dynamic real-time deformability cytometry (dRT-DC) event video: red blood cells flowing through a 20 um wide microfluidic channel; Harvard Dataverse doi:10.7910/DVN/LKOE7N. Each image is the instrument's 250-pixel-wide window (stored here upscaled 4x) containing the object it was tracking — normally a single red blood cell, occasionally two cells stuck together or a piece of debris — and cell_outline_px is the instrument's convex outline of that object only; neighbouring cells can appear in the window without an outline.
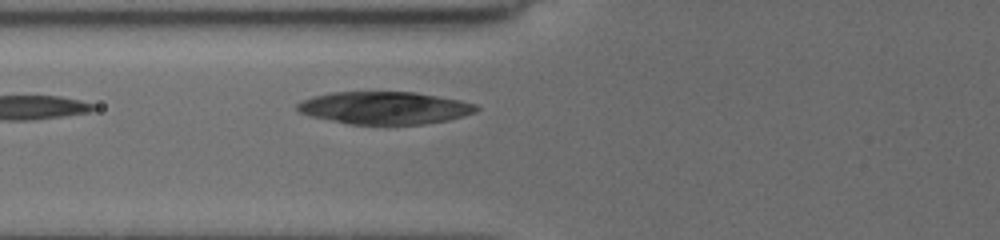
{"species": "common noctule bat (a hibernating species)", "species_latin": "Nyctalus noctula", "temperature_condition": "cold", "stored_images_in_passage": 4, "camera_frame_rate_fps": 3000, "um_per_image_px": 0.085, "animal": {"sex": "female", "body_mass_g": 19.5, "forearm_length_mm": 54.1}, "frame": {"image": 1, "passage_image": 4, "time_ms": 2.667, "image_size_px": [1000, 240], "cell_outline_px": [[480, 108], [476, 112], [448, 120], [424, 124], [348, 124], [312, 116], [300, 112], [296, 108], [296, 104], [300, 100], [312, 96], [332, 92], [416, 92], [460, 100], [476, 104]], "centroid_in_image_um": [32.69, 9.16], "position_along_channel_um": 93.1, "area_um2": 33.93}}